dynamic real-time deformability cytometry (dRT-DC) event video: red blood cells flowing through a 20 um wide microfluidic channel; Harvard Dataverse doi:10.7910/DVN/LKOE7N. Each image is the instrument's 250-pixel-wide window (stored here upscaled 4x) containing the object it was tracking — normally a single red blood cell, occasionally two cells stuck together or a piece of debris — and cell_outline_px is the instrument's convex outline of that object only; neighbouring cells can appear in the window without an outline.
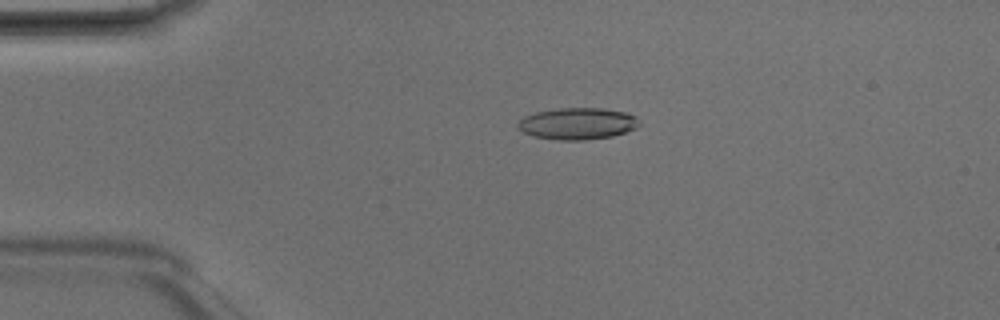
{"species": "Egyptian fruit bat (a non-hibernating species)", "species_latin": "Rousettus aegyptiacus", "temperature_condition": "room temperature", "stored_images_in_passage": 3, "camera_frame_rate_fps": 3000, "um_per_image_px": 0.085, "animal": {"sex": "male"}, "frame": {"image": 1, "passage_image": 1, "time_ms": 0.0, "image_size_px": [1000, 320], "cell_outline_px": [[640, 124], [636, 128], [612, 136], [584, 140], [556, 140], [532, 136], [516, 128], [516, 124], [524, 116], [536, 112], [560, 108], [604, 108], [628, 112], [636, 116]], "centroid_in_image_um": [49.08, 10.5], "position_along_channel_um": 35.9, "area_um2": 22.6}}